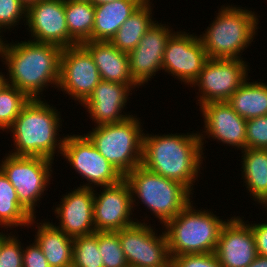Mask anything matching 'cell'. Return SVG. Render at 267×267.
I'll return each mask as SVG.
<instances>
[{
    "label": "cell",
    "mask_w": 267,
    "mask_h": 267,
    "mask_svg": "<svg viewBox=\"0 0 267 267\" xmlns=\"http://www.w3.org/2000/svg\"><path fill=\"white\" fill-rule=\"evenodd\" d=\"M5 40L0 45V59L7 65L8 85L16 87L29 99H42L44 90L58 87L63 48L29 39L10 43Z\"/></svg>",
    "instance_id": "cell-1"
},
{
    "label": "cell",
    "mask_w": 267,
    "mask_h": 267,
    "mask_svg": "<svg viewBox=\"0 0 267 267\" xmlns=\"http://www.w3.org/2000/svg\"><path fill=\"white\" fill-rule=\"evenodd\" d=\"M199 133L143 134L142 163L148 170L183 184L194 194L193 186L205 161ZM202 168V169H201Z\"/></svg>",
    "instance_id": "cell-2"
},
{
    "label": "cell",
    "mask_w": 267,
    "mask_h": 267,
    "mask_svg": "<svg viewBox=\"0 0 267 267\" xmlns=\"http://www.w3.org/2000/svg\"><path fill=\"white\" fill-rule=\"evenodd\" d=\"M51 105L45 98L30 99L25 104L12 126L6 131L11 132V138H14V147L12 151H8L9 154L45 157L54 161L55 154L62 153L66 135L61 137L59 132L64 120L61 119V112Z\"/></svg>",
    "instance_id": "cell-3"
},
{
    "label": "cell",
    "mask_w": 267,
    "mask_h": 267,
    "mask_svg": "<svg viewBox=\"0 0 267 267\" xmlns=\"http://www.w3.org/2000/svg\"><path fill=\"white\" fill-rule=\"evenodd\" d=\"M218 9L205 33L199 35L208 58L244 59L242 53L255 42L260 16L254 9L232 4Z\"/></svg>",
    "instance_id": "cell-4"
},
{
    "label": "cell",
    "mask_w": 267,
    "mask_h": 267,
    "mask_svg": "<svg viewBox=\"0 0 267 267\" xmlns=\"http://www.w3.org/2000/svg\"><path fill=\"white\" fill-rule=\"evenodd\" d=\"M191 200L188 205L163 227L171 257L185 254L213 253L221 227L227 219L209 209H198ZM197 208V209H196Z\"/></svg>",
    "instance_id": "cell-5"
},
{
    "label": "cell",
    "mask_w": 267,
    "mask_h": 267,
    "mask_svg": "<svg viewBox=\"0 0 267 267\" xmlns=\"http://www.w3.org/2000/svg\"><path fill=\"white\" fill-rule=\"evenodd\" d=\"M124 179L131 188L133 210L141 200L140 204H144L146 210L159 219L161 226L176 217L194 198L193 193L183 184L158 175L142 165L127 173Z\"/></svg>",
    "instance_id": "cell-6"
},
{
    "label": "cell",
    "mask_w": 267,
    "mask_h": 267,
    "mask_svg": "<svg viewBox=\"0 0 267 267\" xmlns=\"http://www.w3.org/2000/svg\"><path fill=\"white\" fill-rule=\"evenodd\" d=\"M140 121L137 114H133L122 122L94 126L84 133L123 176L142 163L145 129Z\"/></svg>",
    "instance_id": "cell-7"
},
{
    "label": "cell",
    "mask_w": 267,
    "mask_h": 267,
    "mask_svg": "<svg viewBox=\"0 0 267 267\" xmlns=\"http://www.w3.org/2000/svg\"><path fill=\"white\" fill-rule=\"evenodd\" d=\"M53 162L45 157L15 156L9 153L0 162V169L16 189L20 203L34 217H37L36 206L39 208L44 192L52 184Z\"/></svg>",
    "instance_id": "cell-8"
},
{
    "label": "cell",
    "mask_w": 267,
    "mask_h": 267,
    "mask_svg": "<svg viewBox=\"0 0 267 267\" xmlns=\"http://www.w3.org/2000/svg\"><path fill=\"white\" fill-rule=\"evenodd\" d=\"M61 156L86 183L78 187L92 188L117 184L124 176L99 153L83 134H66ZM96 186V187H95Z\"/></svg>",
    "instance_id": "cell-9"
},
{
    "label": "cell",
    "mask_w": 267,
    "mask_h": 267,
    "mask_svg": "<svg viewBox=\"0 0 267 267\" xmlns=\"http://www.w3.org/2000/svg\"><path fill=\"white\" fill-rule=\"evenodd\" d=\"M249 62L245 59L208 58L197 80V106L209 102L227 101L230 96L249 78Z\"/></svg>",
    "instance_id": "cell-10"
},
{
    "label": "cell",
    "mask_w": 267,
    "mask_h": 267,
    "mask_svg": "<svg viewBox=\"0 0 267 267\" xmlns=\"http://www.w3.org/2000/svg\"><path fill=\"white\" fill-rule=\"evenodd\" d=\"M146 218L119 230L121 247L129 267H160L171 259L164 229L158 235L155 227L150 223L147 225Z\"/></svg>",
    "instance_id": "cell-11"
},
{
    "label": "cell",
    "mask_w": 267,
    "mask_h": 267,
    "mask_svg": "<svg viewBox=\"0 0 267 267\" xmlns=\"http://www.w3.org/2000/svg\"><path fill=\"white\" fill-rule=\"evenodd\" d=\"M100 81L94 59L82 44L63 48L57 90L68 94L69 99L82 105Z\"/></svg>",
    "instance_id": "cell-12"
},
{
    "label": "cell",
    "mask_w": 267,
    "mask_h": 267,
    "mask_svg": "<svg viewBox=\"0 0 267 267\" xmlns=\"http://www.w3.org/2000/svg\"><path fill=\"white\" fill-rule=\"evenodd\" d=\"M184 30H176L167 41L163 54L162 72L181 81V84L183 82V85L191 87L199 77L208 56L199 36Z\"/></svg>",
    "instance_id": "cell-13"
},
{
    "label": "cell",
    "mask_w": 267,
    "mask_h": 267,
    "mask_svg": "<svg viewBox=\"0 0 267 267\" xmlns=\"http://www.w3.org/2000/svg\"><path fill=\"white\" fill-rule=\"evenodd\" d=\"M94 189V226L96 232H116L130 227L141 219H133L131 188L123 178L110 186Z\"/></svg>",
    "instance_id": "cell-14"
},
{
    "label": "cell",
    "mask_w": 267,
    "mask_h": 267,
    "mask_svg": "<svg viewBox=\"0 0 267 267\" xmlns=\"http://www.w3.org/2000/svg\"><path fill=\"white\" fill-rule=\"evenodd\" d=\"M176 31L168 24L155 20L135 49L128 53L129 72L141 88L162 70L163 54L167 41Z\"/></svg>",
    "instance_id": "cell-15"
},
{
    "label": "cell",
    "mask_w": 267,
    "mask_h": 267,
    "mask_svg": "<svg viewBox=\"0 0 267 267\" xmlns=\"http://www.w3.org/2000/svg\"><path fill=\"white\" fill-rule=\"evenodd\" d=\"M199 109L204 119V130L198 131L203 149L204 143L208 142L205 138L209 140L210 137L234 150L246 149V119L240 117L226 101L209 102Z\"/></svg>",
    "instance_id": "cell-16"
},
{
    "label": "cell",
    "mask_w": 267,
    "mask_h": 267,
    "mask_svg": "<svg viewBox=\"0 0 267 267\" xmlns=\"http://www.w3.org/2000/svg\"><path fill=\"white\" fill-rule=\"evenodd\" d=\"M230 216L221 227L215 254L222 267H247L258 255L250 222Z\"/></svg>",
    "instance_id": "cell-17"
},
{
    "label": "cell",
    "mask_w": 267,
    "mask_h": 267,
    "mask_svg": "<svg viewBox=\"0 0 267 267\" xmlns=\"http://www.w3.org/2000/svg\"><path fill=\"white\" fill-rule=\"evenodd\" d=\"M27 25L31 41L69 47L65 0H41L30 5L27 8Z\"/></svg>",
    "instance_id": "cell-18"
},
{
    "label": "cell",
    "mask_w": 267,
    "mask_h": 267,
    "mask_svg": "<svg viewBox=\"0 0 267 267\" xmlns=\"http://www.w3.org/2000/svg\"><path fill=\"white\" fill-rule=\"evenodd\" d=\"M60 200V204H55L52 208L56 219L59 220L57 227L60 230L71 238L96 232L93 214L94 189L73 187L63 194Z\"/></svg>",
    "instance_id": "cell-19"
},
{
    "label": "cell",
    "mask_w": 267,
    "mask_h": 267,
    "mask_svg": "<svg viewBox=\"0 0 267 267\" xmlns=\"http://www.w3.org/2000/svg\"><path fill=\"white\" fill-rule=\"evenodd\" d=\"M132 91L128 85L101 80L81 106L94 126L122 122L132 116L131 112L124 111Z\"/></svg>",
    "instance_id": "cell-20"
},
{
    "label": "cell",
    "mask_w": 267,
    "mask_h": 267,
    "mask_svg": "<svg viewBox=\"0 0 267 267\" xmlns=\"http://www.w3.org/2000/svg\"><path fill=\"white\" fill-rule=\"evenodd\" d=\"M82 45L92 55L101 80L128 85L133 91L139 88L129 72L128 53L120 51L109 41H85Z\"/></svg>",
    "instance_id": "cell-21"
},
{
    "label": "cell",
    "mask_w": 267,
    "mask_h": 267,
    "mask_svg": "<svg viewBox=\"0 0 267 267\" xmlns=\"http://www.w3.org/2000/svg\"><path fill=\"white\" fill-rule=\"evenodd\" d=\"M33 217L28 228H34L36 231L34 241L41 248L42 253L47 259L50 267H72L73 263V238L67 236L60 230L56 222L46 221L44 218L41 222ZM34 224V225H33ZM32 225V226H31Z\"/></svg>",
    "instance_id": "cell-22"
},
{
    "label": "cell",
    "mask_w": 267,
    "mask_h": 267,
    "mask_svg": "<svg viewBox=\"0 0 267 267\" xmlns=\"http://www.w3.org/2000/svg\"><path fill=\"white\" fill-rule=\"evenodd\" d=\"M142 4L141 0H116L95 6L92 41H110Z\"/></svg>",
    "instance_id": "cell-23"
},
{
    "label": "cell",
    "mask_w": 267,
    "mask_h": 267,
    "mask_svg": "<svg viewBox=\"0 0 267 267\" xmlns=\"http://www.w3.org/2000/svg\"><path fill=\"white\" fill-rule=\"evenodd\" d=\"M243 187L260 207L267 203V149L241 151Z\"/></svg>",
    "instance_id": "cell-24"
},
{
    "label": "cell",
    "mask_w": 267,
    "mask_h": 267,
    "mask_svg": "<svg viewBox=\"0 0 267 267\" xmlns=\"http://www.w3.org/2000/svg\"><path fill=\"white\" fill-rule=\"evenodd\" d=\"M154 3H143L133 14L120 26L119 30L109 41L122 52L129 53L136 48L143 35L155 22L153 17Z\"/></svg>",
    "instance_id": "cell-25"
},
{
    "label": "cell",
    "mask_w": 267,
    "mask_h": 267,
    "mask_svg": "<svg viewBox=\"0 0 267 267\" xmlns=\"http://www.w3.org/2000/svg\"><path fill=\"white\" fill-rule=\"evenodd\" d=\"M250 77L226 101L244 119L267 115V84Z\"/></svg>",
    "instance_id": "cell-26"
},
{
    "label": "cell",
    "mask_w": 267,
    "mask_h": 267,
    "mask_svg": "<svg viewBox=\"0 0 267 267\" xmlns=\"http://www.w3.org/2000/svg\"><path fill=\"white\" fill-rule=\"evenodd\" d=\"M33 217L20 203L16 189L0 169V228L6 231L19 226L27 228Z\"/></svg>",
    "instance_id": "cell-27"
},
{
    "label": "cell",
    "mask_w": 267,
    "mask_h": 267,
    "mask_svg": "<svg viewBox=\"0 0 267 267\" xmlns=\"http://www.w3.org/2000/svg\"><path fill=\"white\" fill-rule=\"evenodd\" d=\"M95 6L88 1L65 0L69 47L92 41Z\"/></svg>",
    "instance_id": "cell-28"
},
{
    "label": "cell",
    "mask_w": 267,
    "mask_h": 267,
    "mask_svg": "<svg viewBox=\"0 0 267 267\" xmlns=\"http://www.w3.org/2000/svg\"><path fill=\"white\" fill-rule=\"evenodd\" d=\"M30 99L16 87L6 84L0 90V130L7 131Z\"/></svg>",
    "instance_id": "cell-29"
},
{
    "label": "cell",
    "mask_w": 267,
    "mask_h": 267,
    "mask_svg": "<svg viewBox=\"0 0 267 267\" xmlns=\"http://www.w3.org/2000/svg\"><path fill=\"white\" fill-rule=\"evenodd\" d=\"M72 267H104L98 247V232L73 238Z\"/></svg>",
    "instance_id": "cell-30"
},
{
    "label": "cell",
    "mask_w": 267,
    "mask_h": 267,
    "mask_svg": "<svg viewBox=\"0 0 267 267\" xmlns=\"http://www.w3.org/2000/svg\"><path fill=\"white\" fill-rule=\"evenodd\" d=\"M98 247L104 267H129L119 239V231L98 232Z\"/></svg>",
    "instance_id": "cell-31"
},
{
    "label": "cell",
    "mask_w": 267,
    "mask_h": 267,
    "mask_svg": "<svg viewBox=\"0 0 267 267\" xmlns=\"http://www.w3.org/2000/svg\"><path fill=\"white\" fill-rule=\"evenodd\" d=\"M0 267H23V245L13 231L0 229Z\"/></svg>",
    "instance_id": "cell-32"
},
{
    "label": "cell",
    "mask_w": 267,
    "mask_h": 267,
    "mask_svg": "<svg viewBox=\"0 0 267 267\" xmlns=\"http://www.w3.org/2000/svg\"><path fill=\"white\" fill-rule=\"evenodd\" d=\"M23 21L26 27L27 7L20 0H0V35L15 29Z\"/></svg>",
    "instance_id": "cell-33"
},
{
    "label": "cell",
    "mask_w": 267,
    "mask_h": 267,
    "mask_svg": "<svg viewBox=\"0 0 267 267\" xmlns=\"http://www.w3.org/2000/svg\"><path fill=\"white\" fill-rule=\"evenodd\" d=\"M246 149H267V115L246 120Z\"/></svg>",
    "instance_id": "cell-34"
},
{
    "label": "cell",
    "mask_w": 267,
    "mask_h": 267,
    "mask_svg": "<svg viewBox=\"0 0 267 267\" xmlns=\"http://www.w3.org/2000/svg\"><path fill=\"white\" fill-rule=\"evenodd\" d=\"M175 267H222L213 253L185 254L171 257Z\"/></svg>",
    "instance_id": "cell-35"
},
{
    "label": "cell",
    "mask_w": 267,
    "mask_h": 267,
    "mask_svg": "<svg viewBox=\"0 0 267 267\" xmlns=\"http://www.w3.org/2000/svg\"><path fill=\"white\" fill-rule=\"evenodd\" d=\"M23 246V267H50L41 248L35 241L24 248Z\"/></svg>",
    "instance_id": "cell-36"
},
{
    "label": "cell",
    "mask_w": 267,
    "mask_h": 267,
    "mask_svg": "<svg viewBox=\"0 0 267 267\" xmlns=\"http://www.w3.org/2000/svg\"><path fill=\"white\" fill-rule=\"evenodd\" d=\"M267 220L261 221L260 223L250 224L252 232L254 234L256 248L258 255L267 257Z\"/></svg>",
    "instance_id": "cell-37"
},
{
    "label": "cell",
    "mask_w": 267,
    "mask_h": 267,
    "mask_svg": "<svg viewBox=\"0 0 267 267\" xmlns=\"http://www.w3.org/2000/svg\"><path fill=\"white\" fill-rule=\"evenodd\" d=\"M247 267H267V257L257 255Z\"/></svg>",
    "instance_id": "cell-38"
},
{
    "label": "cell",
    "mask_w": 267,
    "mask_h": 267,
    "mask_svg": "<svg viewBox=\"0 0 267 267\" xmlns=\"http://www.w3.org/2000/svg\"><path fill=\"white\" fill-rule=\"evenodd\" d=\"M7 84V78L5 73L0 71V90L3 89Z\"/></svg>",
    "instance_id": "cell-39"
},
{
    "label": "cell",
    "mask_w": 267,
    "mask_h": 267,
    "mask_svg": "<svg viewBox=\"0 0 267 267\" xmlns=\"http://www.w3.org/2000/svg\"><path fill=\"white\" fill-rule=\"evenodd\" d=\"M113 1H116V0H91V3L94 6H97V5H102V4H105V3H110V2H113Z\"/></svg>",
    "instance_id": "cell-40"
},
{
    "label": "cell",
    "mask_w": 267,
    "mask_h": 267,
    "mask_svg": "<svg viewBox=\"0 0 267 267\" xmlns=\"http://www.w3.org/2000/svg\"><path fill=\"white\" fill-rule=\"evenodd\" d=\"M20 1L28 8L30 5L41 0H20Z\"/></svg>",
    "instance_id": "cell-41"
},
{
    "label": "cell",
    "mask_w": 267,
    "mask_h": 267,
    "mask_svg": "<svg viewBox=\"0 0 267 267\" xmlns=\"http://www.w3.org/2000/svg\"><path fill=\"white\" fill-rule=\"evenodd\" d=\"M160 267H175L172 259H170L167 263H165L163 266Z\"/></svg>",
    "instance_id": "cell-42"
},
{
    "label": "cell",
    "mask_w": 267,
    "mask_h": 267,
    "mask_svg": "<svg viewBox=\"0 0 267 267\" xmlns=\"http://www.w3.org/2000/svg\"><path fill=\"white\" fill-rule=\"evenodd\" d=\"M3 40H4L3 36L0 35V45L3 43Z\"/></svg>",
    "instance_id": "cell-43"
},
{
    "label": "cell",
    "mask_w": 267,
    "mask_h": 267,
    "mask_svg": "<svg viewBox=\"0 0 267 267\" xmlns=\"http://www.w3.org/2000/svg\"><path fill=\"white\" fill-rule=\"evenodd\" d=\"M143 3H150L151 0H141Z\"/></svg>",
    "instance_id": "cell-44"
},
{
    "label": "cell",
    "mask_w": 267,
    "mask_h": 267,
    "mask_svg": "<svg viewBox=\"0 0 267 267\" xmlns=\"http://www.w3.org/2000/svg\"><path fill=\"white\" fill-rule=\"evenodd\" d=\"M262 208H263L262 210H264V208H265V211H266L267 210V203Z\"/></svg>",
    "instance_id": "cell-45"
},
{
    "label": "cell",
    "mask_w": 267,
    "mask_h": 267,
    "mask_svg": "<svg viewBox=\"0 0 267 267\" xmlns=\"http://www.w3.org/2000/svg\"><path fill=\"white\" fill-rule=\"evenodd\" d=\"M74 1H88V2H91V0H74Z\"/></svg>",
    "instance_id": "cell-46"
}]
</instances>
